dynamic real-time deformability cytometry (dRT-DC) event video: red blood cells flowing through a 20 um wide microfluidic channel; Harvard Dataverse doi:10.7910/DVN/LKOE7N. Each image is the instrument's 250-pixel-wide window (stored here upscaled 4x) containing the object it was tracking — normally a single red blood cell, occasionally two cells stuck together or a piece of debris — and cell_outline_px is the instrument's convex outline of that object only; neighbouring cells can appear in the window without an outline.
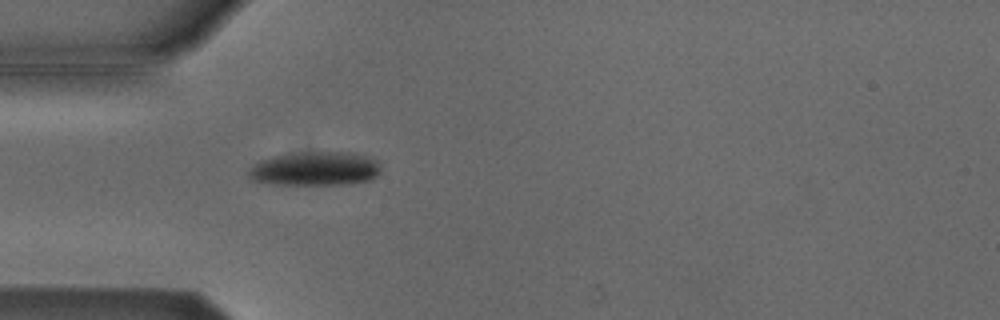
{"species": "Egyptian fruit bat (a non-hibernating species)", "species_latin": "Rousettus aegyptiacus", "temperature_condition": "cold", "stored_images_in_passage": 2, "camera_frame_rate_fps": 3000, "um_per_image_px": 0.085, "animal": {"sex": "male"}, "frame": {"image": 1, "passage_image": 2, "time_ms": 0.333, "image_size_px": [1000, 320], "cell_outline_px": [[380, 172], [376, 176], [368, 180], [340, 184], [276, 184], [252, 180], [248, 176], [248, 172], [260, 160], [276, 156], [300, 152], [352, 152], [372, 156], [380, 164]], "centroid_in_image_um": [26.84, 14.32], "position_along_channel_um": 58.2, "area_um2": 25.95}}